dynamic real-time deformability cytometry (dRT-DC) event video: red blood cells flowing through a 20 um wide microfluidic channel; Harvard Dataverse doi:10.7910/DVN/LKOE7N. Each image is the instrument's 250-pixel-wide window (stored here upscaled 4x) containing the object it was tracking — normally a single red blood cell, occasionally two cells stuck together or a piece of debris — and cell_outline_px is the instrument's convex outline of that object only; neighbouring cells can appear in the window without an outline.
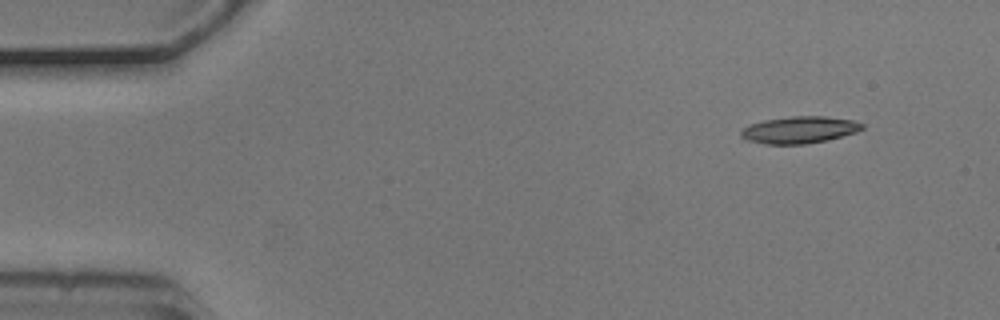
{"species": "common noctule bat (a hibernating species)", "species_latin": "Nyctalus noctula", "temperature_condition": "cold", "stored_images_in_passage": 4, "camera_frame_rate_fps": 3000, "um_per_image_px": 0.085, "animal": {"sex": "male", "body_mass_g": 20.5, "forearm_length_mm": 52.5}, "frame": {"image": 1, "passage_image": 1, "time_ms": 0.0, "image_size_px": [1000, 320], "cell_outline_px": [[864, 128], [856, 132], [828, 140], [804, 144], [768, 144], [744, 140], [740, 136], [740, 132], [744, 128], [752, 124], [764, 120], [792, 116], [824, 116], [852, 120], [864, 124]], "centroid_in_image_um": [67.95, 11.04], "position_along_channel_um": 17.1, "area_um2": 18.96}}
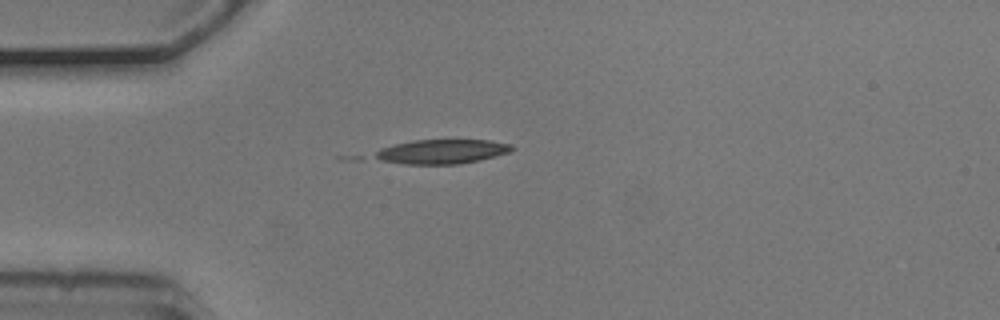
{"frame": {"image": 2, "passage_image": 3, "time_ms": 0.667, "image_size_px": [1000, 320], "cell_outline_px": [[516, 148], [512, 152], [480, 160], [460, 164], [404, 164], [336, 160], [336, 156], [412, 140], [488, 140], [512, 144]], "centroid_in_image_um": [36.67, 12.94], "position_along_channel_um": 48.3, "area_um2": 22.77}}